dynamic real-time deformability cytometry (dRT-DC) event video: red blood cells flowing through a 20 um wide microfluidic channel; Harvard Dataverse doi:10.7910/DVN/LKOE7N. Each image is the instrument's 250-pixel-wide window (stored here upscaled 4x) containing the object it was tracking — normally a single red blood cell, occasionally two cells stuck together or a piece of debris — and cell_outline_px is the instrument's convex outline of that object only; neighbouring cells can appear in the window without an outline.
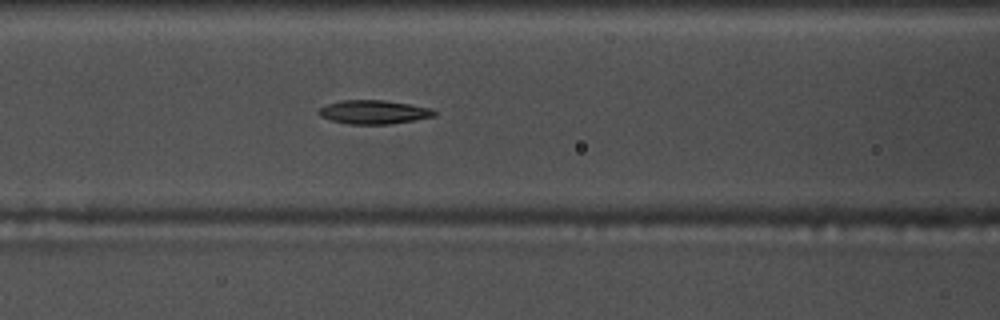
{"species": "common noctule bat (a hibernating species)", "species_latin": "Nyctalus noctula", "temperature_condition": "warm", "stored_images_in_passage": 55, "camera_frame_rate_fps": 3000, "um_per_image_px": 0.085, "animal": {"sex": "male", "body_mass_g": 17.5, "forearm_length_mm": 52.3}, "frame": {"image": 1, "passage_image": 23, "time_ms": 7.333, "image_size_px": [1000, 320], "cell_outline_px": [[436, 116], [388, 124], [348, 124], [332, 120], [320, 116], [316, 112], [320, 108], [328, 104], [340, 100], [384, 100], [432, 108], [436, 112]], "centroid_in_image_um": [31.75, 9.52], "position_along_channel_um": 134.8, "area_um2": 15.9}}
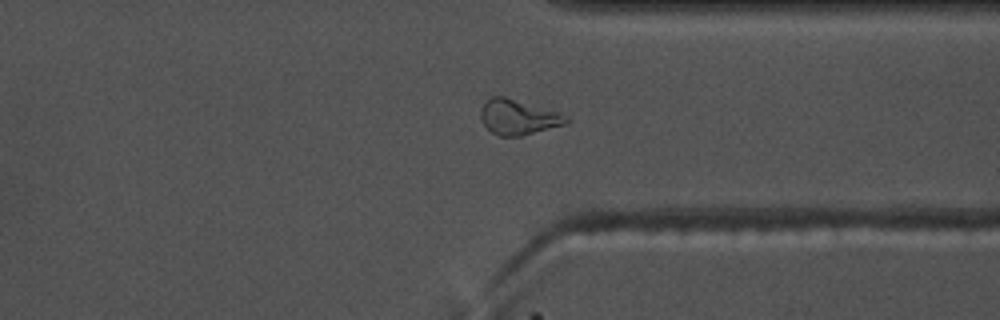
{"frame": {"image": 2, "passage_image": 42, "time_ms": 13.667, "image_size_px": [1000, 320], "cell_outline_px": [[568, 120], [564, 124], [520, 136], [500, 136], [492, 132], [484, 124], [480, 116], [480, 108], [492, 96], [504, 96], [560, 112], [568, 116]], "centroid_in_image_um": [44.04, 9.94], "position_along_channel_um": 367.4, "area_um2": 17.28}}
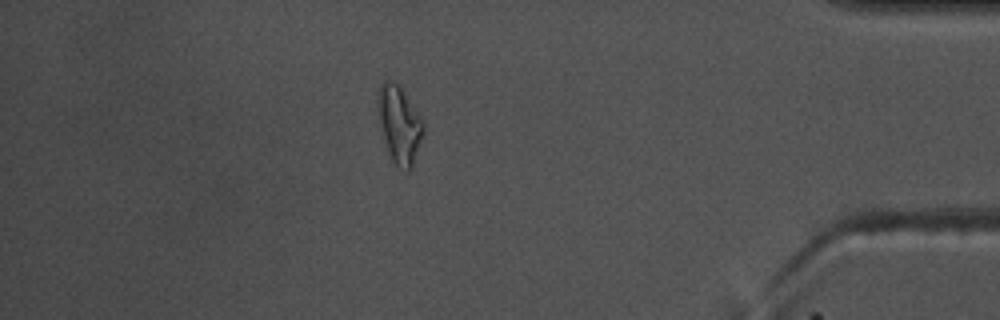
{"frame": {"image": 3, "passage_image": 48, "time_ms": 15.667, "image_size_px": [1000, 320], "cell_outline_px": [[424, 132], [412, 168], [408, 172], [404, 172], [392, 160], [388, 152], [380, 132], [376, 112], [376, 96], [380, 84], [384, 80], [388, 80], [400, 84], [424, 120]], "centroid_in_image_um": [33.92, 10.55], "position_along_channel_um": 401.3, "area_um2": 21.44}, "authors_computed_cell_mechanics": {"area_um2": 16.1262, "velocity_mm_per_s": 3.6813, "shape_relaxation_time_tau1_ms": null, "shape_relaxation_time_tau2_ms": 8.7776, "deformation_change_tau1": null, "deformation_change_tau2": 0.1819}}